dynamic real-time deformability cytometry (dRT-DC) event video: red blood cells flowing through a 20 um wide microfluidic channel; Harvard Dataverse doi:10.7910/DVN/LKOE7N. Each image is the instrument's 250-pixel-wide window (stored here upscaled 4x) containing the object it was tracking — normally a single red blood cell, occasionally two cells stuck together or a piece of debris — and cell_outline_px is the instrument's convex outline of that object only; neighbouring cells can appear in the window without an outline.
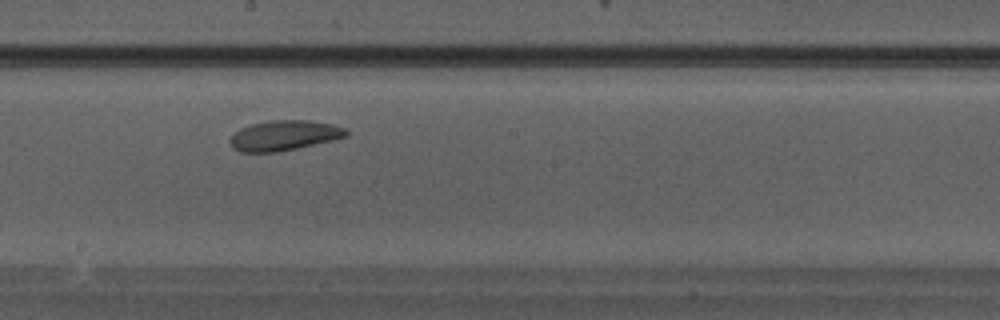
{"species": "Egyptian fruit bat (a non-hibernating species)", "species_latin": "Rousettus aegyptiacus", "temperature_condition": "warm", "stored_images_in_passage": 28, "camera_frame_rate_fps": 3000, "um_per_image_px": 0.085, "animal": {"sex": "male"}, "frame": {"image": 1, "passage_image": 13, "time_ms": 4.0, "image_size_px": [1000, 320], "cell_outline_px": [[348, 136], [332, 140], [296, 148], [276, 152], [240, 152], [232, 148], [228, 140], [240, 128], [252, 124], [272, 120], [308, 120], [332, 124], [344, 128], [348, 132]], "centroid_in_image_um": [24.13, 11.51], "position_along_channel_um": 224.1, "area_um2": 20.23}}